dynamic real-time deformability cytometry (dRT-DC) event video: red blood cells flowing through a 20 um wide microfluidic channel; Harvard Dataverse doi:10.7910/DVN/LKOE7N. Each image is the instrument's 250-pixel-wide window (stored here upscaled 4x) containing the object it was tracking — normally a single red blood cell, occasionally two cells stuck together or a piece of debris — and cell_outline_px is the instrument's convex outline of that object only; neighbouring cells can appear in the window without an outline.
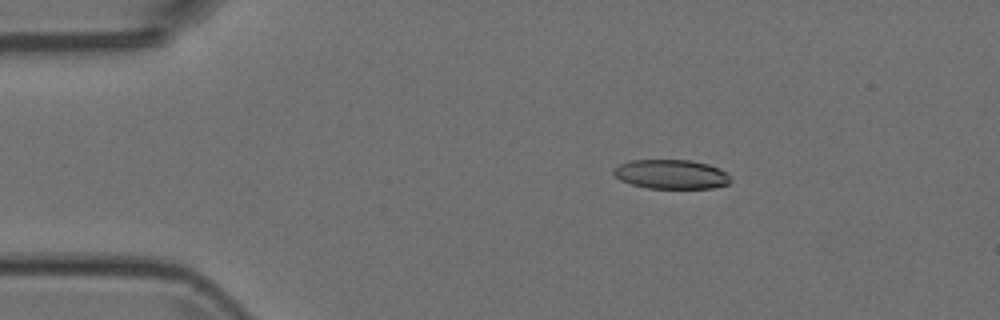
{"species": "Egyptian fruit bat (a non-hibernating species)", "species_latin": "Rousettus aegyptiacus", "temperature_condition": "room temperature", "stored_images_in_passage": 6, "camera_frame_rate_fps": 3000, "um_per_image_px": 0.085, "animal": {"sex": "female"}, "frame": {"image": 1, "passage_image": 1, "time_ms": 0.0, "image_size_px": [1000, 320], "cell_outline_px": [[732, 180], [728, 184], [712, 188], [648, 188], [632, 184], [620, 180], [612, 172], [612, 168], [620, 164], [632, 160], [692, 160], [708, 164], [720, 168], [728, 172]], "centroid_in_image_um": [57.08, 14.81], "position_along_channel_um": 27.9, "area_um2": 20.11}}
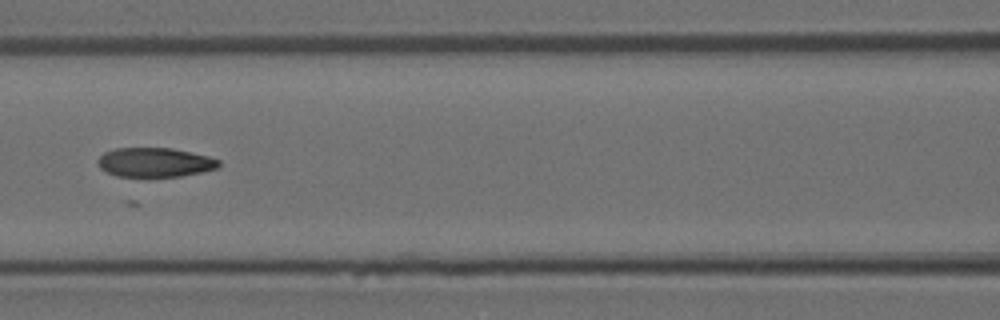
{"frame": {"image": 2, "passage_image": 5, "time_ms": 1.333, "image_size_px": [1000, 320], "cell_outline_px": [[220, 164], [216, 168], [200, 172], [180, 176], [148, 180], [116, 176], [100, 168], [96, 164], [96, 160], [104, 152], [116, 148], [172, 148], [208, 156], [220, 160]], "centroid_in_image_um": [13.1, 13.84], "position_along_channel_um": 153.5, "area_um2": 21.44}}
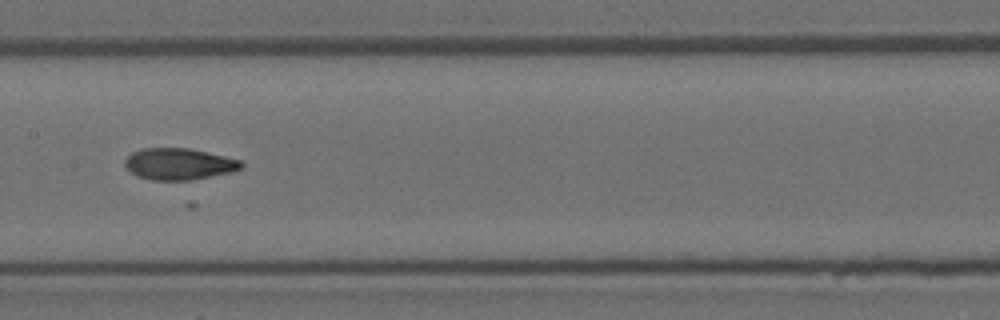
{"frame": {"image": 3, "passage_image": 6, "time_ms": 1.667, "image_size_px": [1000, 320], "cell_outline_px": [[244, 168], [228, 172], [192, 180], [152, 180], [136, 176], [124, 164], [124, 160], [132, 152], [140, 148], [188, 148], [224, 156], [240, 160], [244, 164]], "centroid_in_image_um": [15.19, 13.93], "position_along_channel_um": 192.2, "area_um2": 21.27}}